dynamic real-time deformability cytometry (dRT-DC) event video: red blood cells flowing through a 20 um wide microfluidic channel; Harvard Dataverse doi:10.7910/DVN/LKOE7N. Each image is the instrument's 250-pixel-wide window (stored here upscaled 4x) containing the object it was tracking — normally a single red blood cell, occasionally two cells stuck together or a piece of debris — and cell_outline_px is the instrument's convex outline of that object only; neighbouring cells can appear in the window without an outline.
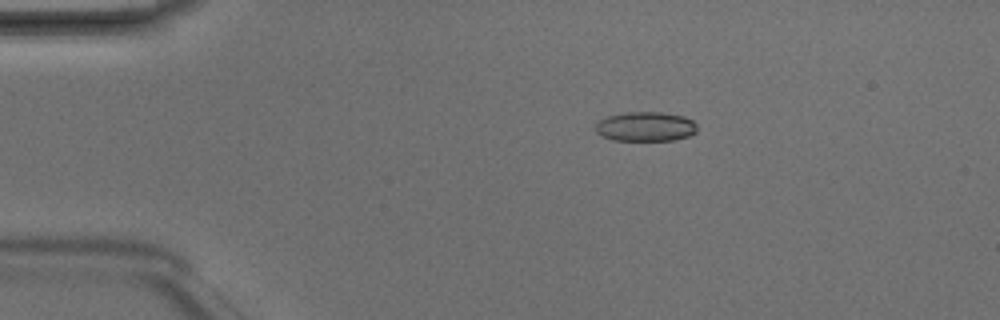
{"species": "Egyptian fruit bat (a non-hibernating species)", "species_latin": "Rousettus aegyptiacus", "temperature_condition": "room temperature", "stored_images_in_passage": 5, "camera_frame_rate_fps": 3000, "um_per_image_px": 0.085, "animal": {"sex": "male"}, "frame": {"image": 1, "passage_image": 3, "time_ms": 0.667, "image_size_px": [1000, 320], "cell_outline_px": [[696, 132], [688, 136], [672, 140], [612, 140], [596, 132], [596, 124], [600, 120], [608, 116], [624, 112], [660, 112], [684, 116], [692, 120], [696, 124]], "centroid_in_image_um": [54.88, 10.75], "position_along_channel_um": 30.1, "area_um2": 17.34}}
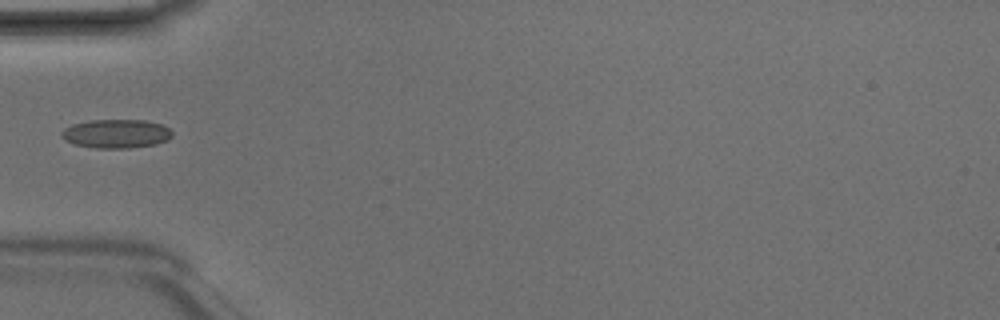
{"frame": {"image": 2, "passage_image": 5, "time_ms": 1.333, "image_size_px": [1000, 320], "cell_outline_px": [[172, 136], [168, 140], [156, 144], [128, 148], [96, 148], [76, 144], [64, 140], [60, 136], [60, 132], [64, 128], [72, 124], [92, 120], [144, 120], [160, 124], [168, 128], [172, 132]], "centroid_in_image_um": [9.86, 11.36], "position_along_channel_um": 75.1, "area_um2": 18.55}}